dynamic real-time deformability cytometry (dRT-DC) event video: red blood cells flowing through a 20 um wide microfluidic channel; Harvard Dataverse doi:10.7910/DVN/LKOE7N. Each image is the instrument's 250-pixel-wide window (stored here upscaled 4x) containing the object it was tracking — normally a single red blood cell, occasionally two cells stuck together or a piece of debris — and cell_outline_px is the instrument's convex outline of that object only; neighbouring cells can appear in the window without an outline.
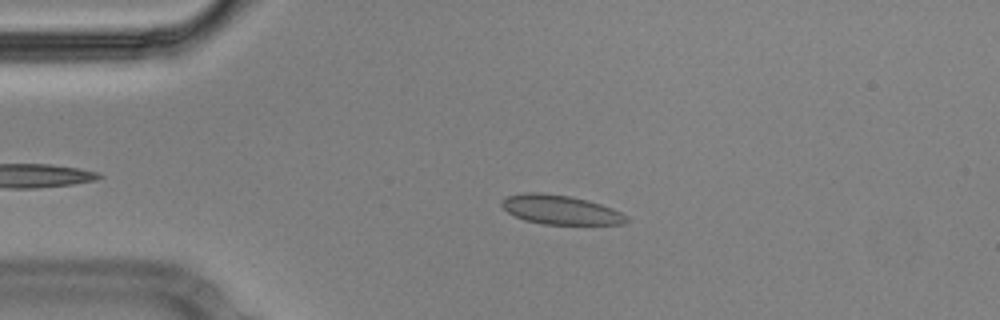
{"species": "Egyptian fruit bat (a non-hibernating species)", "species_latin": "Rousettus aegyptiacus", "temperature_condition": "cold", "stored_images_in_passage": 48, "camera_frame_rate_fps": 3000, "um_per_image_px": 0.085, "animal": {"sex": "male"}, "frame": {"image": 1, "passage_image": 10, "time_ms": 3.0, "image_size_px": [1000, 320], "cell_outline_px": [[628, 220], [624, 224], [544, 224], [524, 220], [508, 212], [500, 204], [500, 200], [508, 196], [524, 192], [540, 192], [568, 196], [588, 200], [612, 208], [620, 212]], "centroid_in_image_um": [47.59, 17.82], "position_along_channel_um": 37.4, "area_um2": 21.04}}
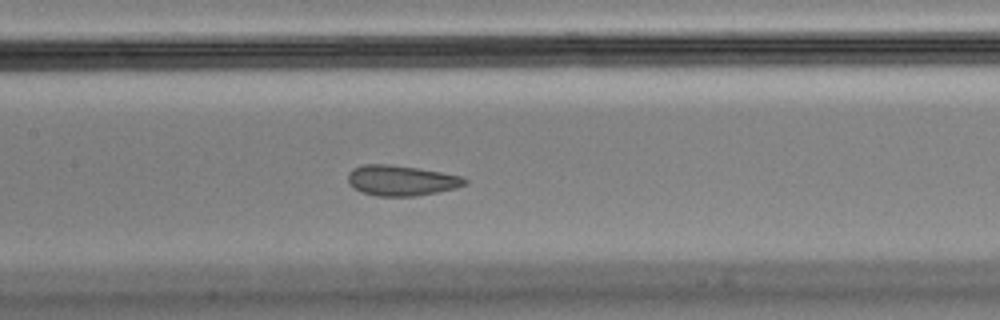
{"frame": {"image": 2, "passage_image": 24, "time_ms": 7.667, "image_size_px": [1000, 320], "cell_outline_px": [[468, 184], [456, 188], [416, 196], [376, 196], [364, 192], [356, 188], [348, 180], [348, 172], [352, 168], [364, 164], [388, 164], [416, 168], [440, 172], [460, 176], [468, 180]], "centroid_in_image_um": [34.12, 15.34], "position_along_channel_um": 173.3, "area_um2": 20.46}}
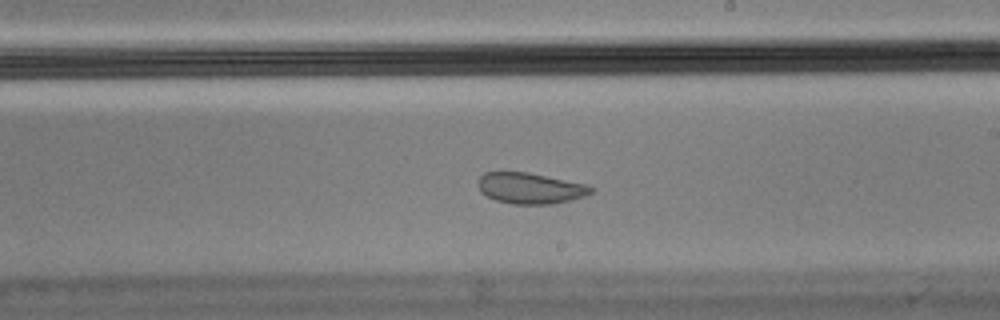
{"frame": {"image": 3, "passage_image": 30, "time_ms": 9.667, "image_size_px": [1000, 320], "cell_outline_px": [[592, 192], [584, 196], [552, 204], [512, 204], [496, 200], [480, 192], [480, 176], [484, 172], [528, 172], [588, 184], [592, 188]], "centroid_in_image_um": [45.08, 15.99], "position_along_channel_um": 243.9, "area_um2": 20.17}}